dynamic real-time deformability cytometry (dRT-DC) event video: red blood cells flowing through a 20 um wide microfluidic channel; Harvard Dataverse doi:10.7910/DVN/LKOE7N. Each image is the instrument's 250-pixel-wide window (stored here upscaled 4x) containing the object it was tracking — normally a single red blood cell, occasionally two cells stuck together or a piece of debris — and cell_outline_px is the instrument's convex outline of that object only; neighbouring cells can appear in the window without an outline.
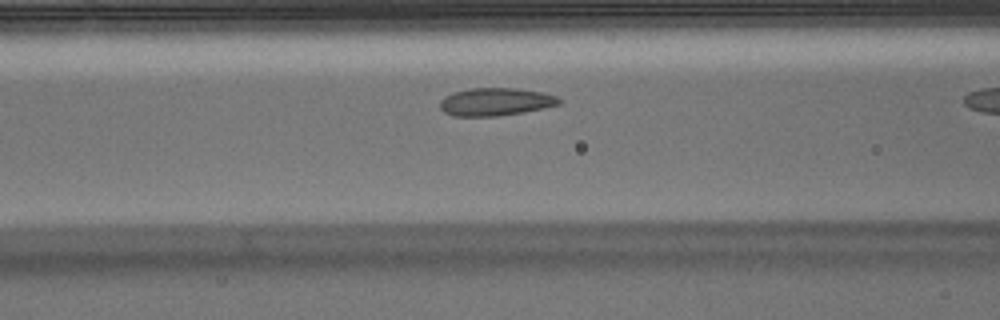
{"species": "Egyptian fruit bat (a non-hibernating species)", "species_latin": "Rousettus aegyptiacus", "temperature_condition": "warm", "stored_images_in_passage": 10, "camera_frame_rate_fps": 3000, "um_per_image_px": 0.085, "animal": {"sex": "male"}, "frame": {"image": 1, "passage_image": 9, "time_ms": 2.667, "image_size_px": [1000, 320], "cell_outline_px": [[564, 100], [560, 104], [544, 108], [524, 112], [500, 116], [452, 116], [444, 112], [440, 108], [440, 100], [444, 96], [452, 92], [468, 88], [516, 88], [544, 92], [556, 96]], "centroid_in_image_um": [42.13, 8.65], "position_along_channel_um": 124.5, "area_um2": 19.65}}